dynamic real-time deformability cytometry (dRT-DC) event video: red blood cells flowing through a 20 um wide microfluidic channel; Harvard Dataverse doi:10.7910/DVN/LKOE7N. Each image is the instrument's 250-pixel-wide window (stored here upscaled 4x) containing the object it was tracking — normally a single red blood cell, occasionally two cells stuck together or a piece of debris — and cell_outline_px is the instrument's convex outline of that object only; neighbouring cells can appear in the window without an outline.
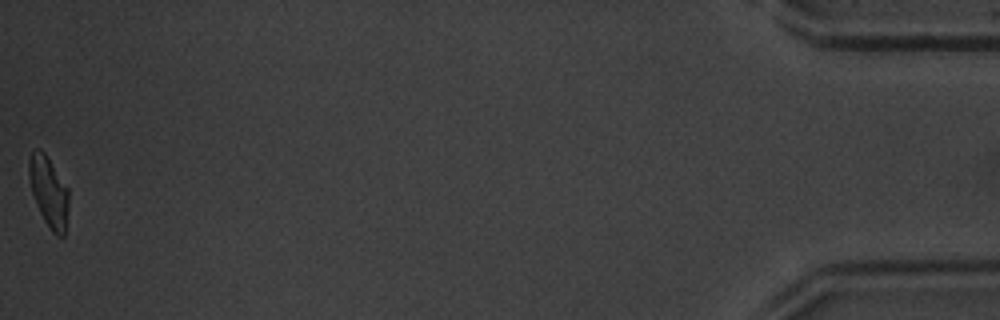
{"species": "common noctule bat (a hibernating species)", "species_latin": "Nyctalus noctula", "temperature_condition": "warm", "stored_images_in_passage": 47, "camera_frame_rate_fps": 3000, "um_per_image_px": 0.085, "animal": {"sex": "male", "body_mass_g": 20.1, "forearm_length_mm": 53.5}, "frame": {"image": 1, "passage_image": 47, "time_ms": 15.333, "image_size_px": [1000, 320], "cell_outline_px": [[68, 208], [64, 236], [56, 236], [52, 232], [44, 220], [36, 204], [32, 192], [28, 176], [28, 160], [32, 152], [36, 148], [40, 148], [44, 152], [68, 188]], "centroid_in_image_um": [4.13, 16.29], "position_along_channel_um": 431.1, "area_um2": 16.24}, "authors_computed_cell_mechanics": {"area_um2": 17.2244, "velocity_mm_per_s": 4.2628, "shape_relaxation_time_tau1_ms": 3.4252, "shape_relaxation_time_tau2_ms": 2.211, "deformation_change_tau1": 0.1395, "deformation_change_tau2": 0.0946}}